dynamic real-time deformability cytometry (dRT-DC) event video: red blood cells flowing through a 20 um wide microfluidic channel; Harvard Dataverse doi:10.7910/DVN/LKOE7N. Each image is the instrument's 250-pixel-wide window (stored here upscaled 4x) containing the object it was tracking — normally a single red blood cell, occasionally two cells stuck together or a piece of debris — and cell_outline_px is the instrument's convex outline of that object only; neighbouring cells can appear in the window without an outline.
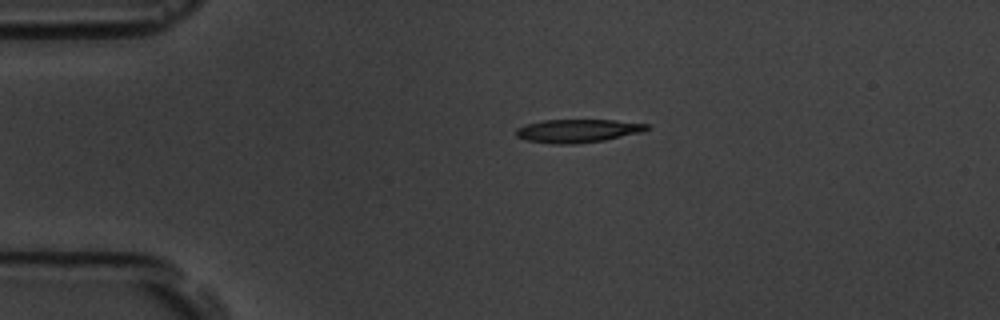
{"species": "common noctule bat (a hibernating species)", "species_latin": "Nyctalus noctula", "temperature_condition": "room temperature", "stored_images_in_passage": 2, "camera_frame_rate_fps": 3000, "um_per_image_px": 0.085, "animal": {"sex": "male", "body_mass_g": 19.5, "forearm_length_mm": 54.6}, "frame": {"image": 1, "passage_image": 1, "time_ms": 0.0, "image_size_px": [1000, 320], "cell_outline_px": [[648, 128], [640, 132], [604, 140], [576, 144], [552, 144], [528, 140], [516, 136], [516, 128], [540, 120], [616, 120], [648, 124]], "centroid_in_image_um": [49.07, 11.12], "position_along_channel_um": 35.9, "area_um2": 17.57}}